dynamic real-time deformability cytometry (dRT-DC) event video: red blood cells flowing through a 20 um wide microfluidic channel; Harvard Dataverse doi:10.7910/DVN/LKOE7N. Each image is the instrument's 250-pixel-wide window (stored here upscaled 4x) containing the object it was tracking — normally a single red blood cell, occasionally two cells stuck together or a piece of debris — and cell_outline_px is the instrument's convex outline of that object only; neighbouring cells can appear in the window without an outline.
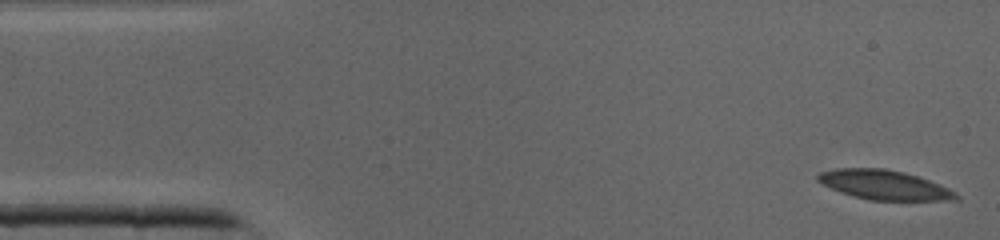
{"species": "common noctule bat (a hibernating species)", "species_latin": "Nyctalus noctula", "temperature_condition": "cold", "stored_images_in_passage": 38, "camera_frame_rate_fps": 3000, "um_per_image_px": 0.085, "animal": {"sex": "male", "body_mass_g": 19.0, "forearm_length_mm": 50.8}, "frame": {"image": 1, "passage_image": 1, "time_ms": 0.0, "image_size_px": [1000, 240], "cell_outline_px": [[960, 200], [868, 200], [840, 192], [816, 180], [816, 176], [820, 172], [836, 168], [884, 168], [904, 172], [928, 180], [948, 188], [956, 192], [960, 196]], "centroid_in_image_um": [75.16, 15.72], "position_along_channel_um": 9.8, "area_um2": 23.64}}
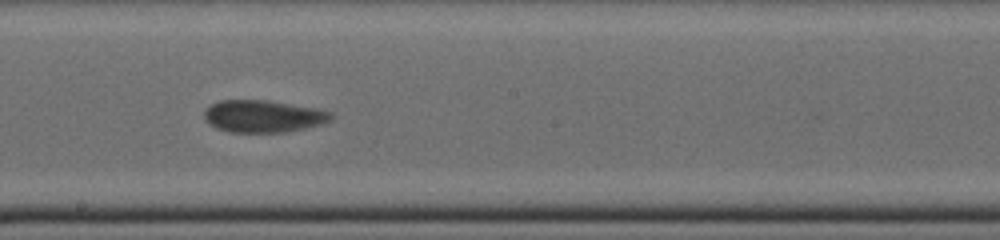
{"frame": {"image": 2, "passage_image": 22, "time_ms": 7.0, "image_size_px": [1000, 240], "cell_outline_px": [[332, 120], [324, 124], [288, 132], [228, 132], [216, 128], [208, 124], [204, 116], [204, 108], [220, 100], [268, 100], [316, 108], [332, 112]], "centroid_in_image_um": [22.38, 9.88], "position_along_channel_um": 225.8, "area_um2": 24.1}}
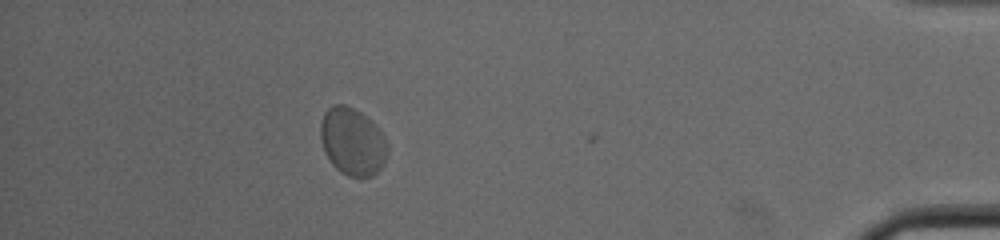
{"frame": {"image": 3, "passage_image": 37, "time_ms": 12.0, "image_size_px": [1000, 240], "cell_outline_px": [[388, 152], [384, 164], [372, 176], [348, 176], [340, 172], [332, 164], [324, 148], [320, 136], [320, 124], [324, 112], [328, 108], [336, 104], [344, 104], [360, 112], [372, 120], [380, 128], [388, 144]], "centroid_in_image_um": [29.98, 12.02], "position_along_channel_um": 405.2, "area_um2": 26.41}}